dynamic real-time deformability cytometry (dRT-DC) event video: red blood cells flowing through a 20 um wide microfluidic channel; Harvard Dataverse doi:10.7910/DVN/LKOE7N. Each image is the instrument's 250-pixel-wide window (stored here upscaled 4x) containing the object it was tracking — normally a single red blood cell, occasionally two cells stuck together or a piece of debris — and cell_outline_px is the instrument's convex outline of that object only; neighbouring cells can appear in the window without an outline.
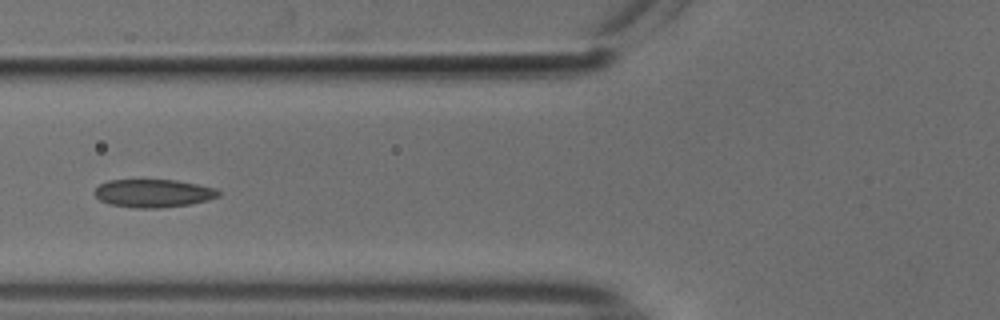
{"species": "common noctule bat (a hibernating species)", "species_latin": "Nyctalus noctula", "temperature_condition": "cold", "stored_images_in_passage": 54, "camera_frame_rate_fps": 3000, "um_per_image_px": 0.085, "animal": {"sex": "male", "body_mass_g": 18.8}, "frame": {"image": 1, "passage_image": 22, "time_ms": 7.0, "image_size_px": [1000, 320], "cell_outline_px": [[220, 196], [208, 200], [188, 204], [160, 208], [132, 208], [108, 204], [100, 200], [96, 196], [96, 188], [100, 184], [108, 180], [176, 180], [216, 188], [220, 192]], "centroid_in_image_um": [13.03, 16.43], "position_along_channel_um": 112.8, "area_um2": 20.23}}
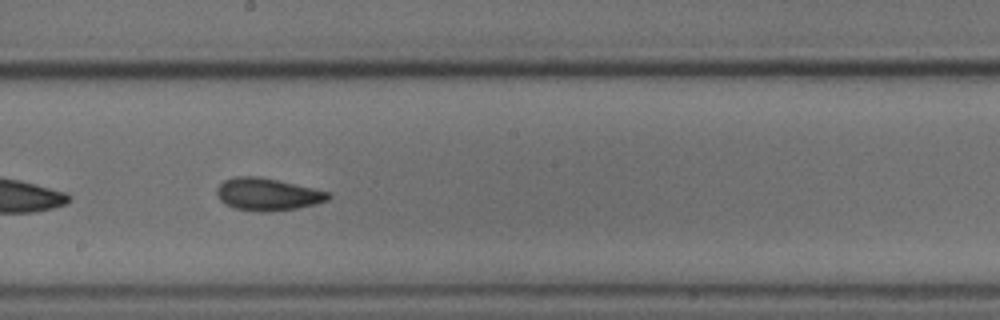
{"frame": {"image": 2, "passage_image": 31, "time_ms": 10.0, "image_size_px": [1000, 320], "cell_outline_px": [[332, 196], [328, 200], [316, 204], [296, 208], [272, 212], [264, 212], [236, 208], [224, 204], [216, 196], [216, 188], [224, 180], [236, 176], [256, 176], [276, 180], [332, 192]], "centroid_in_image_um": [22.75, 16.52], "position_along_channel_um": 225.5, "area_um2": 21.1}}
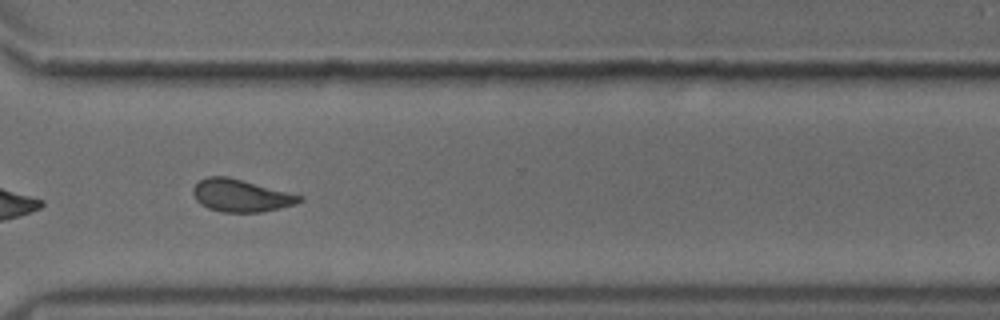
{"frame": {"image": 3, "passage_image": 41, "time_ms": 13.333, "image_size_px": [1000, 320], "cell_outline_px": [[304, 200], [296, 204], [280, 208], [260, 212], [224, 212], [208, 208], [200, 204], [196, 200], [192, 192], [192, 188], [200, 180], [208, 176], [228, 176], [304, 196]], "centroid_in_image_um": [20.48, 16.62], "position_along_channel_um": 350.1, "area_um2": 20.17}, "authors_computed_cell_mechanics": {"area_um2": 20.5479, "velocity_mm_per_s": 3.7465, "shape_relaxation_time_tau1_ms": 4.452, "shape_relaxation_time_tau2_ms": 1.9579, "deformation_change_tau1": 0.1171, "deformation_change_tau2": 0.0681}}